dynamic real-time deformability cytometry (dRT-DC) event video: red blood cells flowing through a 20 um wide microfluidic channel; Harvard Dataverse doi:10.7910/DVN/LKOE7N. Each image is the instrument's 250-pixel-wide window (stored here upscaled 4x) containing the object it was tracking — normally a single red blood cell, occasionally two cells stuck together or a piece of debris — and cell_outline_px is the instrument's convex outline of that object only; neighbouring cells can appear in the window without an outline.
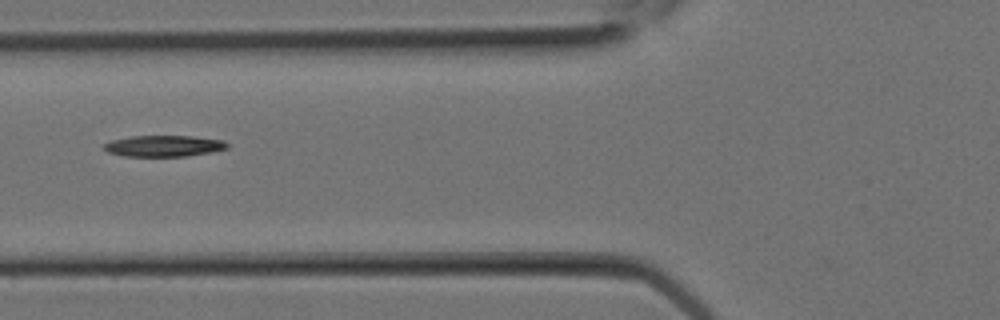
{"species": "Egyptian fruit bat (a non-hibernating species)", "species_latin": "Rousettus aegyptiacus", "temperature_condition": "room temperature", "stored_images_in_passage": 3, "camera_frame_rate_fps": 3000, "um_per_image_px": 0.085, "animal": {"sex": "female"}, "frame": {"image": 1, "passage_image": 3, "time_ms": 0.667, "image_size_px": [1000, 320], "cell_outline_px": [[228, 148], [212, 152], [184, 156], [124, 156], [108, 152], [104, 148], [104, 144], [112, 140], [128, 136], [192, 136], [224, 140], [228, 144]], "centroid_in_image_um": [13.94, 12.4], "position_along_channel_um": 111.9, "area_um2": 15.2}}